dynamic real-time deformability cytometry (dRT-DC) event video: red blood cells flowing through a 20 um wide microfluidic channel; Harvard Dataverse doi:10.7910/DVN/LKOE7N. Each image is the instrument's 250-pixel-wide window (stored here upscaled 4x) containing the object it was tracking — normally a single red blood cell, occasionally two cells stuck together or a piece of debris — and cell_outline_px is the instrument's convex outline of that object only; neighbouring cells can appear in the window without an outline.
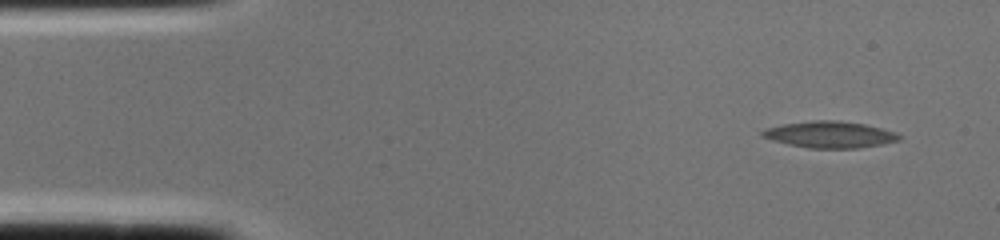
{"species": "common noctule bat (a hibernating species)", "species_latin": "Nyctalus noctula", "temperature_condition": "cold", "stored_images_in_passage": 2, "camera_frame_rate_fps": 3000, "um_per_image_px": 0.085, "animal": {"sex": "female", "body_mass_g": 22.0, "forearm_length_mm": 56.7}, "frame": {"image": 1, "passage_image": 1, "time_ms": 0.0, "image_size_px": [1000, 240], "cell_outline_px": [[900, 140], [880, 144], [856, 148], [808, 148], [788, 144], [772, 140], [760, 136], [760, 132], [768, 128], [784, 124], [812, 120], [836, 120], [864, 124], [896, 132], [900, 136]], "centroid_in_image_um": [70.51, 11.43], "position_along_channel_um": 14.5, "area_um2": 20.92}}
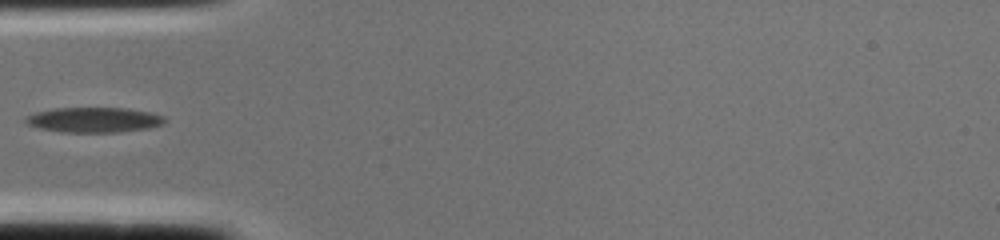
{"frame": {"image": 2, "passage_image": 2, "time_ms": 0.333, "image_size_px": [1000, 240], "cell_outline_px": [[168, 120], [164, 124], [148, 128], [120, 132], [60, 132], [40, 128], [28, 124], [24, 120], [28, 116], [36, 112], [56, 108], [128, 108], [148, 112], [164, 116]], "centroid_in_image_um": [8.03, 10.19], "position_along_channel_um": 77.0, "area_um2": 20.29}}